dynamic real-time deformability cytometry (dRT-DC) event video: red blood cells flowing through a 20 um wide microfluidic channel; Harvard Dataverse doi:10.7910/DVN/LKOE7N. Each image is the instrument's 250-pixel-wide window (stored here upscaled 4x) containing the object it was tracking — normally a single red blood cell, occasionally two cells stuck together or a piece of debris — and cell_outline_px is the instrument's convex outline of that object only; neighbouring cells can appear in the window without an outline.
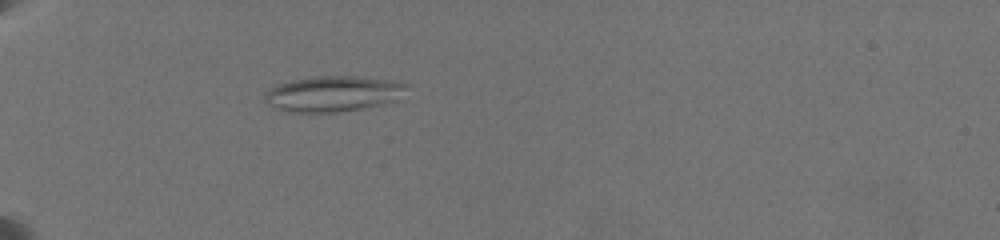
{"species": "common noctule bat (a hibernating species)", "species_latin": "Nyctalus noctula", "temperature_condition": "warm", "stored_images_in_passage": 30, "camera_frame_rate_fps": 3000, "um_per_image_px": 0.085, "animal": {"sex": "female", "body_mass_g": 19.5, "forearm_length_mm": 54.1}, "frame": {"image": 1, "passage_image": 1, "time_ms": 0.0, "image_size_px": [1000, 240], "cell_outline_px": [[412, 84], [396, 100], [364, 108], [340, 112], [288, 112], [272, 108], [264, 100], [264, 96], [268, 88], [292, 80], [316, 76], [360, 76], [392, 80]], "centroid_in_image_um": [28.32, 7.97], "position_along_channel_um": 56.7, "area_um2": 29.77}}
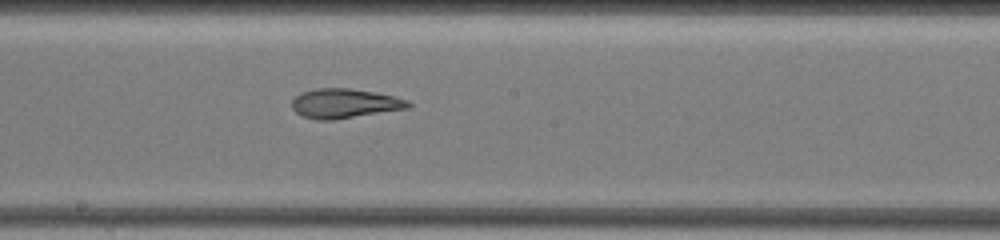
{"frame": {"image": 2, "passage_image": 14, "time_ms": 5.333, "image_size_px": [1000, 240], "cell_outline_px": [[412, 108], [332, 120], [316, 120], [300, 116], [292, 108], [292, 100], [300, 92], [316, 88], [348, 88], [396, 96], [408, 100], [412, 104]], "centroid_in_image_um": [29.3, 8.8], "position_along_channel_um": 218.9, "area_um2": 20.23}}
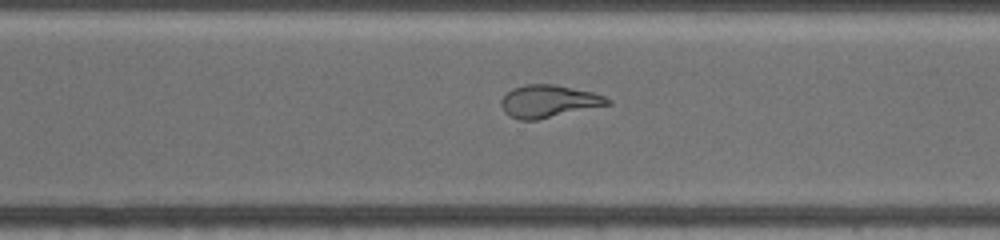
{"frame": {"image": 3, "passage_image": 25, "time_ms": 8.333, "image_size_px": [1000, 240], "cell_outline_px": [[612, 104], [536, 120], [520, 120], [508, 116], [504, 112], [500, 104], [500, 100], [512, 88], [528, 84], [556, 84], [592, 92], [604, 96], [612, 100]], "centroid_in_image_um": [46.63, 8.61], "position_along_channel_um": 324.0, "area_um2": 20.23}}